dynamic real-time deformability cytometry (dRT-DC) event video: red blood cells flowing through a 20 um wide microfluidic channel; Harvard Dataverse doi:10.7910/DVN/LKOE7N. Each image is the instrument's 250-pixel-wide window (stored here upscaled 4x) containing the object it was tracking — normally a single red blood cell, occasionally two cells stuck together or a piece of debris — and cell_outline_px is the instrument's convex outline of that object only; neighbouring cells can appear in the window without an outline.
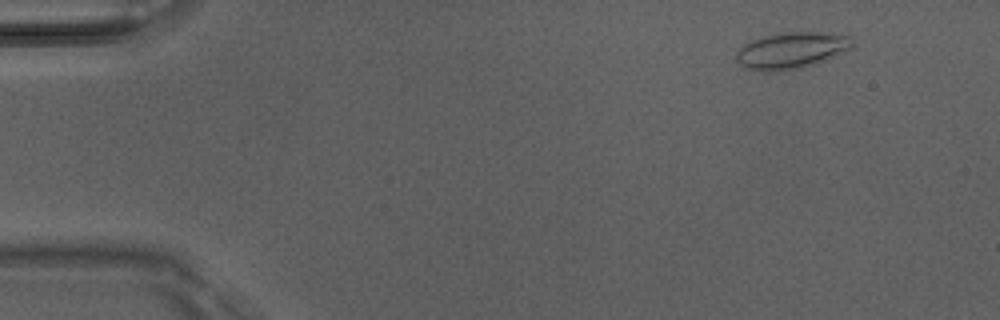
{"species": "Egyptian fruit bat (a non-hibernating species)", "species_latin": "Rousettus aegyptiacus", "temperature_condition": "room temperature", "stored_images_in_passage": 6, "camera_frame_rate_fps": 3000, "um_per_image_px": 0.085, "animal": {"sex": "male"}, "frame": {"image": 1, "passage_image": 2, "time_ms": 0.333, "image_size_px": [1000, 320], "cell_outline_px": [[856, 40], [852, 48], [828, 60], [816, 64], [800, 68], [776, 72], [760, 72], [744, 68], [736, 60], [736, 52], [744, 44], [752, 40], [764, 36], [784, 32], [828, 32], [852, 36]], "centroid_in_image_um": [67.32, 4.29], "position_along_channel_um": 17.7, "area_um2": 25.32}}